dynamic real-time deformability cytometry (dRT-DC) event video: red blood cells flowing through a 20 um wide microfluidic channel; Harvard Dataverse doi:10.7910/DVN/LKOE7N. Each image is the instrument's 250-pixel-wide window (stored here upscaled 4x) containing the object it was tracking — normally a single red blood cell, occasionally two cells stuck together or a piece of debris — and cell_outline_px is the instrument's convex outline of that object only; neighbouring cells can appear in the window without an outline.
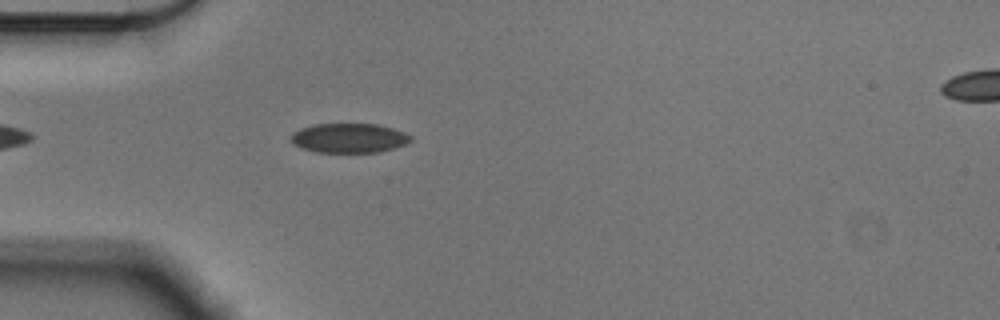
{"species": "Egyptian fruit bat (a non-hibernating species)", "species_latin": "Rousettus aegyptiacus", "temperature_condition": "cold", "stored_images_in_passage": 45, "camera_frame_rate_fps": 3000, "um_per_image_px": 0.085, "animal": {"sex": "male"}, "frame": {"image": 1, "passage_image": 6, "time_ms": 1.667, "image_size_px": [1000, 320], "cell_outline_px": [[412, 140], [404, 144], [380, 152], [316, 152], [300, 148], [292, 144], [288, 140], [288, 136], [292, 132], [300, 128], [312, 124], [376, 124], [392, 128], [404, 132], [412, 136]], "centroid_in_image_um": [29.58, 11.73], "position_along_channel_um": 55.4, "area_um2": 20.81}}
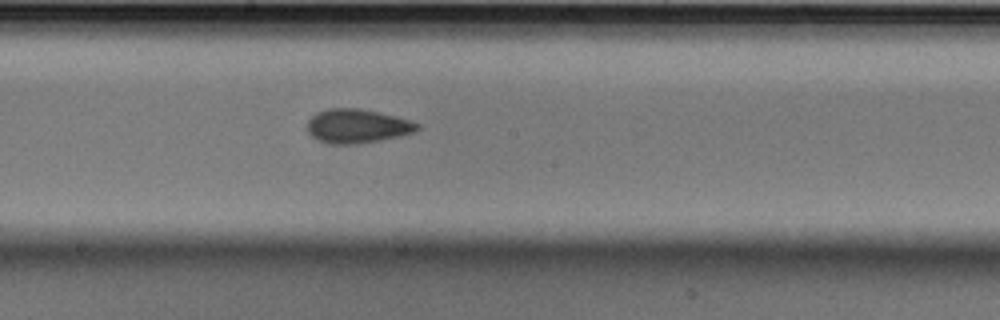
{"frame": {"image": 2, "passage_image": 20, "time_ms": 6.333, "image_size_px": [1000, 320], "cell_outline_px": [[420, 128], [416, 132], [400, 136], [380, 140], [356, 144], [328, 144], [316, 140], [308, 132], [308, 120], [316, 112], [328, 108], [360, 108], [380, 112], [412, 120], [420, 124]], "centroid_in_image_um": [30.38, 10.71], "position_along_channel_um": 217.8, "area_um2": 22.14}}
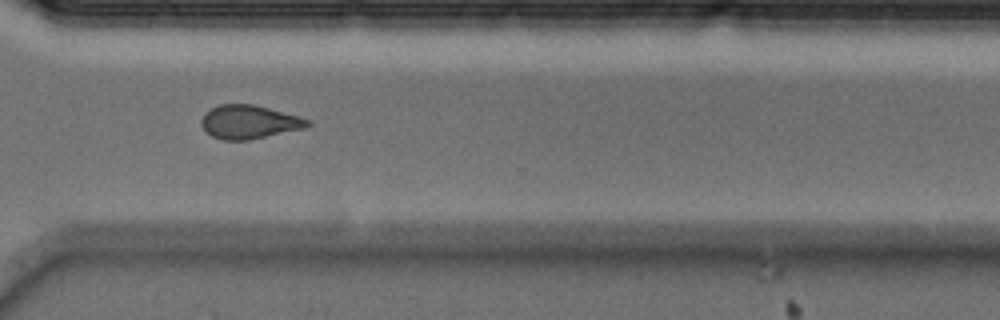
{"frame": {"image": 3, "passage_image": 31, "time_ms": 10.0, "image_size_px": [1000, 320], "cell_outline_px": [[312, 124], [304, 128], [248, 140], [224, 140], [212, 136], [200, 124], [200, 120], [204, 112], [220, 104], [252, 104], [300, 116], [312, 120]], "centroid_in_image_um": [21.18, 10.36], "position_along_channel_um": 349.4, "area_um2": 20.75}, "authors_computed_cell_mechanics": {"area_um2": 20.7502, "velocity_mm_per_s": 3.5954, "shape_relaxation_time_tau1_ms": 5.8661, "shape_relaxation_time_tau2_ms": 2.6125, "deformation_change_tau1": 0.0684, "deformation_change_tau2": 0.0719}}